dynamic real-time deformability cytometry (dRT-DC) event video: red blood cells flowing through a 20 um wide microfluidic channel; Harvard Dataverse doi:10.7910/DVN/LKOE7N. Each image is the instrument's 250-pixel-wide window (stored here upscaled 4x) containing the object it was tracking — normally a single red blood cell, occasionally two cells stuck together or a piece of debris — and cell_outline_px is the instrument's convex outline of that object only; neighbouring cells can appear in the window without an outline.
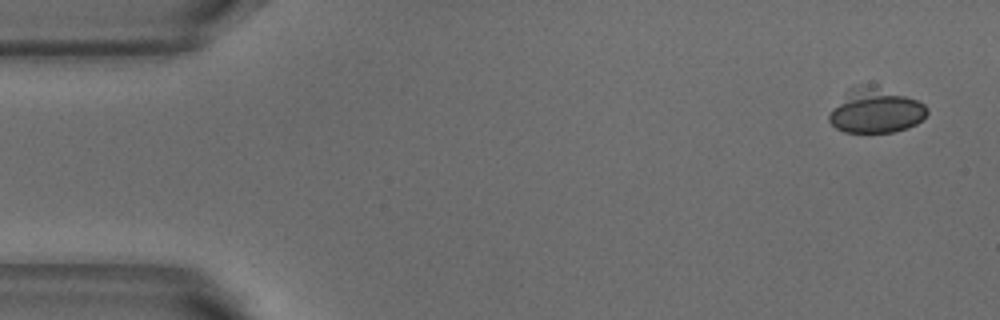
{"species": "common noctule bat (a hibernating species)", "species_latin": "Nyctalus noctula", "temperature_condition": "warm", "stored_images_in_passage": 4, "camera_frame_rate_fps": 3000, "um_per_image_px": 0.085, "animal": {"sex": "male", "body_mass_g": 18.8}, "frame": {"image": 1, "passage_image": 1, "time_ms": 0.0, "image_size_px": [1000, 320], "cell_outline_px": [[928, 112], [916, 124], [908, 128], [892, 132], [844, 132], [836, 128], [828, 120], [828, 116], [832, 108], [856, 84], [904, 96], [916, 100], [924, 104], [928, 108]], "centroid_in_image_um": [74.41, 9.47], "position_along_channel_um": 10.6, "area_um2": 24.45}}
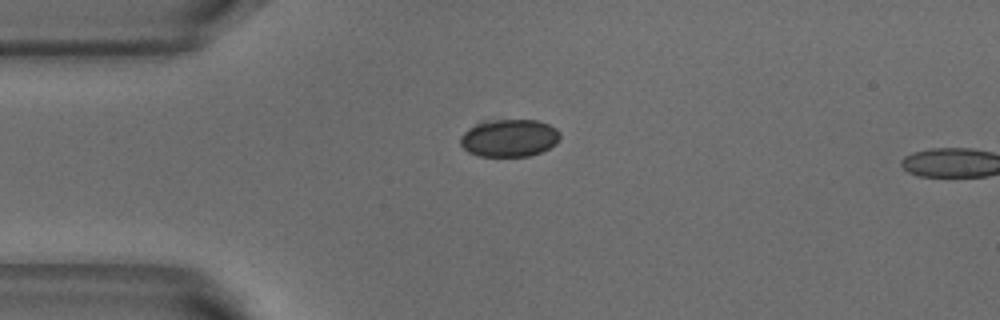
{"frame": {"image": 2, "passage_image": 3, "time_ms": 0.667, "image_size_px": [1000, 320], "cell_outline_px": [[560, 136], [556, 144], [540, 152], [528, 156], [480, 156], [468, 152], [460, 144], [460, 136], [468, 128], [480, 120], [536, 120], [548, 124], [556, 128], [560, 132]], "centroid_in_image_um": [43.26, 11.71], "position_along_channel_um": 41.7, "area_um2": 21.96}}